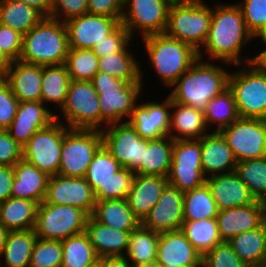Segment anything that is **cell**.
Listing matches in <instances>:
<instances>
[{
  "instance_id": "1",
  "label": "cell",
  "mask_w": 266,
  "mask_h": 267,
  "mask_svg": "<svg viewBox=\"0 0 266 267\" xmlns=\"http://www.w3.org/2000/svg\"><path fill=\"white\" fill-rule=\"evenodd\" d=\"M219 1L213 3L209 34L198 58L232 66L253 62L254 55L242 53L255 38L246 27L240 7L236 2Z\"/></svg>"
},
{
  "instance_id": "2",
  "label": "cell",
  "mask_w": 266,
  "mask_h": 267,
  "mask_svg": "<svg viewBox=\"0 0 266 267\" xmlns=\"http://www.w3.org/2000/svg\"><path fill=\"white\" fill-rule=\"evenodd\" d=\"M228 67L232 68L233 66L198 58L168 88L171 91L169 90L167 96L174 102L204 111L209 100L228 88V78L231 71Z\"/></svg>"
},
{
  "instance_id": "3",
  "label": "cell",
  "mask_w": 266,
  "mask_h": 267,
  "mask_svg": "<svg viewBox=\"0 0 266 267\" xmlns=\"http://www.w3.org/2000/svg\"><path fill=\"white\" fill-rule=\"evenodd\" d=\"M141 65L142 81H126L104 72H98L91 80L99 95L101 130L108 124L126 122L131 117L147 86L144 85L146 70Z\"/></svg>"
},
{
  "instance_id": "4",
  "label": "cell",
  "mask_w": 266,
  "mask_h": 267,
  "mask_svg": "<svg viewBox=\"0 0 266 267\" xmlns=\"http://www.w3.org/2000/svg\"><path fill=\"white\" fill-rule=\"evenodd\" d=\"M148 64L155 70L162 87H171L198 59V52L189 44L171 38L165 33L140 39ZM147 52V53H146ZM157 74V76H156Z\"/></svg>"
},
{
  "instance_id": "5",
  "label": "cell",
  "mask_w": 266,
  "mask_h": 267,
  "mask_svg": "<svg viewBox=\"0 0 266 267\" xmlns=\"http://www.w3.org/2000/svg\"><path fill=\"white\" fill-rule=\"evenodd\" d=\"M69 51L65 23L44 17L35 27L23 35L19 61L42 65H63Z\"/></svg>"
},
{
  "instance_id": "6",
  "label": "cell",
  "mask_w": 266,
  "mask_h": 267,
  "mask_svg": "<svg viewBox=\"0 0 266 267\" xmlns=\"http://www.w3.org/2000/svg\"><path fill=\"white\" fill-rule=\"evenodd\" d=\"M205 0H174L168 12L165 34L191 45L197 52L209 34L212 6Z\"/></svg>"
},
{
  "instance_id": "7",
  "label": "cell",
  "mask_w": 266,
  "mask_h": 267,
  "mask_svg": "<svg viewBox=\"0 0 266 267\" xmlns=\"http://www.w3.org/2000/svg\"><path fill=\"white\" fill-rule=\"evenodd\" d=\"M233 67L238 69L230 71L228 88L239 116L266 120V72L255 62Z\"/></svg>"
},
{
  "instance_id": "8",
  "label": "cell",
  "mask_w": 266,
  "mask_h": 267,
  "mask_svg": "<svg viewBox=\"0 0 266 267\" xmlns=\"http://www.w3.org/2000/svg\"><path fill=\"white\" fill-rule=\"evenodd\" d=\"M55 119L70 129L101 130L99 95L92 81H70L65 103Z\"/></svg>"
},
{
  "instance_id": "9",
  "label": "cell",
  "mask_w": 266,
  "mask_h": 267,
  "mask_svg": "<svg viewBox=\"0 0 266 267\" xmlns=\"http://www.w3.org/2000/svg\"><path fill=\"white\" fill-rule=\"evenodd\" d=\"M88 217L84 210L74 206L41 202L33 229L37 238L63 241L85 232Z\"/></svg>"
},
{
  "instance_id": "10",
  "label": "cell",
  "mask_w": 266,
  "mask_h": 267,
  "mask_svg": "<svg viewBox=\"0 0 266 267\" xmlns=\"http://www.w3.org/2000/svg\"><path fill=\"white\" fill-rule=\"evenodd\" d=\"M101 145V130L69 129L63 137L58 174L64 177H84Z\"/></svg>"
},
{
  "instance_id": "11",
  "label": "cell",
  "mask_w": 266,
  "mask_h": 267,
  "mask_svg": "<svg viewBox=\"0 0 266 267\" xmlns=\"http://www.w3.org/2000/svg\"><path fill=\"white\" fill-rule=\"evenodd\" d=\"M174 0H123L121 24L134 39L165 33ZM138 37H137V36Z\"/></svg>"
},
{
  "instance_id": "12",
  "label": "cell",
  "mask_w": 266,
  "mask_h": 267,
  "mask_svg": "<svg viewBox=\"0 0 266 267\" xmlns=\"http://www.w3.org/2000/svg\"><path fill=\"white\" fill-rule=\"evenodd\" d=\"M69 129L58 120L39 129L23 146V159L48 176L58 174L63 137Z\"/></svg>"
},
{
  "instance_id": "13",
  "label": "cell",
  "mask_w": 266,
  "mask_h": 267,
  "mask_svg": "<svg viewBox=\"0 0 266 267\" xmlns=\"http://www.w3.org/2000/svg\"><path fill=\"white\" fill-rule=\"evenodd\" d=\"M169 184L186 192L206 182L201 165V139L173 140Z\"/></svg>"
},
{
  "instance_id": "14",
  "label": "cell",
  "mask_w": 266,
  "mask_h": 267,
  "mask_svg": "<svg viewBox=\"0 0 266 267\" xmlns=\"http://www.w3.org/2000/svg\"><path fill=\"white\" fill-rule=\"evenodd\" d=\"M219 133L237 162L266 157V120L239 117Z\"/></svg>"
},
{
  "instance_id": "15",
  "label": "cell",
  "mask_w": 266,
  "mask_h": 267,
  "mask_svg": "<svg viewBox=\"0 0 266 267\" xmlns=\"http://www.w3.org/2000/svg\"><path fill=\"white\" fill-rule=\"evenodd\" d=\"M102 144L123 168L135 171L141 164L147 139L128 122L108 124L101 130Z\"/></svg>"
},
{
  "instance_id": "16",
  "label": "cell",
  "mask_w": 266,
  "mask_h": 267,
  "mask_svg": "<svg viewBox=\"0 0 266 267\" xmlns=\"http://www.w3.org/2000/svg\"><path fill=\"white\" fill-rule=\"evenodd\" d=\"M96 201L94 190L84 177H64L56 174L49 177L43 202L74 206L91 216Z\"/></svg>"
},
{
  "instance_id": "17",
  "label": "cell",
  "mask_w": 266,
  "mask_h": 267,
  "mask_svg": "<svg viewBox=\"0 0 266 267\" xmlns=\"http://www.w3.org/2000/svg\"><path fill=\"white\" fill-rule=\"evenodd\" d=\"M131 114L128 122L136 129V132L145 139H159L168 136L170 116H171V99L165 96L155 100H141ZM147 101V102H146Z\"/></svg>"
},
{
  "instance_id": "18",
  "label": "cell",
  "mask_w": 266,
  "mask_h": 267,
  "mask_svg": "<svg viewBox=\"0 0 266 267\" xmlns=\"http://www.w3.org/2000/svg\"><path fill=\"white\" fill-rule=\"evenodd\" d=\"M69 48L92 49L111 34L121 22L105 15L83 14L64 22Z\"/></svg>"
},
{
  "instance_id": "19",
  "label": "cell",
  "mask_w": 266,
  "mask_h": 267,
  "mask_svg": "<svg viewBox=\"0 0 266 267\" xmlns=\"http://www.w3.org/2000/svg\"><path fill=\"white\" fill-rule=\"evenodd\" d=\"M183 197L184 192L167 183L141 225L158 233L180 230L183 223Z\"/></svg>"
},
{
  "instance_id": "20",
  "label": "cell",
  "mask_w": 266,
  "mask_h": 267,
  "mask_svg": "<svg viewBox=\"0 0 266 267\" xmlns=\"http://www.w3.org/2000/svg\"><path fill=\"white\" fill-rule=\"evenodd\" d=\"M156 262L160 267H202V255L181 230L159 233Z\"/></svg>"
},
{
  "instance_id": "21",
  "label": "cell",
  "mask_w": 266,
  "mask_h": 267,
  "mask_svg": "<svg viewBox=\"0 0 266 267\" xmlns=\"http://www.w3.org/2000/svg\"><path fill=\"white\" fill-rule=\"evenodd\" d=\"M53 107L45 106L41 101L19 102L15 117L7 128L10 136L22 147L39 130L54 122Z\"/></svg>"
},
{
  "instance_id": "22",
  "label": "cell",
  "mask_w": 266,
  "mask_h": 267,
  "mask_svg": "<svg viewBox=\"0 0 266 267\" xmlns=\"http://www.w3.org/2000/svg\"><path fill=\"white\" fill-rule=\"evenodd\" d=\"M266 221V203L255 201L248 206L221 210L216 222L222 241H229L242 232L260 227Z\"/></svg>"
},
{
  "instance_id": "23",
  "label": "cell",
  "mask_w": 266,
  "mask_h": 267,
  "mask_svg": "<svg viewBox=\"0 0 266 267\" xmlns=\"http://www.w3.org/2000/svg\"><path fill=\"white\" fill-rule=\"evenodd\" d=\"M206 183L219 211L248 206L256 201L235 172L211 176L206 178Z\"/></svg>"
},
{
  "instance_id": "24",
  "label": "cell",
  "mask_w": 266,
  "mask_h": 267,
  "mask_svg": "<svg viewBox=\"0 0 266 267\" xmlns=\"http://www.w3.org/2000/svg\"><path fill=\"white\" fill-rule=\"evenodd\" d=\"M201 165L205 178L235 171L237 160L219 132L201 138Z\"/></svg>"
},
{
  "instance_id": "25",
  "label": "cell",
  "mask_w": 266,
  "mask_h": 267,
  "mask_svg": "<svg viewBox=\"0 0 266 267\" xmlns=\"http://www.w3.org/2000/svg\"><path fill=\"white\" fill-rule=\"evenodd\" d=\"M3 79L19 102L41 101L42 65L13 61Z\"/></svg>"
},
{
  "instance_id": "26",
  "label": "cell",
  "mask_w": 266,
  "mask_h": 267,
  "mask_svg": "<svg viewBox=\"0 0 266 267\" xmlns=\"http://www.w3.org/2000/svg\"><path fill=\"white\" fill-rule=\"evenodd\" d=\"M85 233L98 257H124L128 250L131 232L121 231L88 217Z\"/></svg>"
},
{
  "instance_id": "27",
  "label": "cell",
  "mask_w": 266,
  "mask_h": 267,
  "mask_svg": "<svg viewBox=\"0 0 266 267\" xmlns=\"http://www.w3.org/2000/svg\"><path fill=\"white\" fill-rule=\"evenodd\" d=\"M167 177L135 174L126 197L129 208L142 221L160 198Z\"/></svg>"
},
{
  "instance_id": "28",
  "label": "cell",
  "mask_w": 266,
  "mask_h": 267,
  "mask_svg": "<svg viewBox=\"0 0 266 267\" xmlns=\"http://www.w3.org/2000/svg\"><path fill=\"white\" fill-rule=\"evenodd\" d=\"M14 181L11 197L36 201H44L49 177L35 165L21 159L13 166Z\"/></svg>"
},
{
  "instance_id": "29",
  "label": "cell",
  "mask_w": 266,
  "mask_h": 267,
  "mask_svg": "<svg viewBox=\"0 0 266 267\" xmlns=\"http://www.w3.org/2000/svg\"><path fill=\"white\" fill-rule=\"evenodd\" d=\"M204 112L171 100L169 133L173 140L201 139L208 135Z\"/></svg>"
},
{
  "instance_id": "30",
  "label": "cell",
  "mask_w": 266,
  "mask_h": 267,
  "mask_svg": "<svg viewBox=\"0 0 266 267\" xmlns=\"http://www.w3.org/2000/svg\"><path fill=\"white\" fill-rule=\"evenodd\" d=\"M123 167L102 144L95 152L84 175L94 190L96 200H108V182Z\"/></svg>"
},
{
  "instance_id": "31",
  "label": "cell",
  "mask_w": 266,
  "mask_h": 267,
  "mask_svg": "<svg viewBox=\"0 0 266 267\" xmlns=\"http://www.w3.org/2000/svg\"><path fill=\"white\" fill-rule=\"evenodd\" d=\"M172 153L173 139L170 136L147 139V148H144L143 160L134 173L167 177L171 167Z\"/></svg>"
},
{
  "instance_id": "32",
  "label": "cell",
  "mask_w": 266,
  "mask_h": 267,
  "mask_svg": "<svg viewBox=\"0 0 266 267\" xmlns=\"http://www.w3.org/2000/svg\"><path fill=\"white\" fill-rule=\"evenodd\" d=\"M38 205L33 200L10 197L0 202V224L8 231L33 229Z\"/></svg>"
},
{
  "instance_id": "33",
  "label": "cell",
  "mask_w": 266,
  "mask_h": 267,
  "mask_svg": "<svg viewBox=\"0 0 266 267\" xmlns=\"http://www.w3.org/2000/svg\"><path fill=\"white\" fill-rule=\"evenodd\" d=\"M92 216L98 222L121 231L132 232L141 224L126 199L97 200Z\"/></svg>"
},
{
  "instance_id": "34",
  "label": "cell",
  "mask_w": 266,
  "mask_h": 267,
  "mask_svg": "<svg viewBox=\"0 0 266 267\" xmlns=\"http://www.w3.org/2000/svg\"><path fill=\"white\" fill-rule=\"evenodd\" d=\"M36 241L34 229L9 231L0 256V267H29Z\"/></svg>"
},
{
  "instance_id": "35",
  "label": "cell",
  "mask_w": 266,
  "mask_h": 267,
  "mask_svg": "<svg viewBox=\"0 0 266 267\" xmlns=\"http://www.w3.org/2000/svg\"><path fill=\"white\" fill-rule=\"evenodd\" d=\"M70 76L65 64L42 66L41 102L60 110L66 100ZM53 104V105H52Z\"/></svg>"
},
{
  "instance_id": "36",
  "label": "cell",
  "mask_w": 266,
  "mask_h": 267,
  "mask_svg": "<svg viewBox=\"0 0 266 267\" xmlns=\"http://www.w3.org/2000/svg\"><path fill=\"white\" fill-rule=\"evenodd\" d=\"M227 242L249 267L261 264L266 257V221L260 227L242 232Z\"/></svg>"
},
{
  "instance_id": "37",
  "label": "cell",
  "mask_w": 266,
  "mask_h": 267,
  "mask_svg": "<svg viewBox=\"0 0 266 267\" xmlns=\"http://www.w3.org/2000/svg\"><path fill=\"white\" fill-rule=\"evenodd\" d=\"M45 16L34 7L16 0H0V24L22 35L29 32Z\"/></svg>"
},
{
  "instance_id": "38",
  "label": "cell",
  "mask_w": 266,
  "mask_h": 267,
  "mask_svg": "<svg viewBox=\"0 0 266 267\" xmlns=\"http://www.w3.org/2000/svg\"><path fill=\"white\" fill-rule=\"evenodd\" d=\"M203 112L210 132H219L240 117L234 95L229 88L209 100Z\"/></svg>"
},
{
  "instance_id": "39",
  "label": "cell",
  "mask_w": 266,
  "mask_h": 267,
  "mask_svg": "<svg viewBox=\"0 0 266 267\" xmlns=\"http://www.w3.org/2000/svg\"><path fill=\"white\" fill-rule=\"evenodd\" d=\"M182 211L183 221L217 217L219 210L206 182L200 187L184 192Z\"/></svg>"
},
{
  "instance_id": "40",
  "label": "cell",
  "mask_w": 266,
  "mask_h": 267,
  "mask_svg": "<svg viewBox=\"0 0 266 267\" xmlns=\"http://www.w3.org/2000/svg\"><path fill=\"white\" fill-rule=\"evenodd\" d=\"M159 233L141 224L134 229L129 238L125 259L129 264L156 262Z\"/></svg>"
},
{
  "instance_id": "41",
  "label": "cell",
  "mask_w": 266,
  "mask_h": 267,
  "mask_svg": "<svg viewBox=\"0 0 266 267\" xmlns=\"http://www.w3.org/2000/svg\"><path fill=\"white\" fill-rule=\"evenodd\" d=\"M135 54L136 52H116L99 57L98 72L126 81H142L141 61Z\"/></svg>"
},
{
  "instance_id": "42",
  "label": "cell",
  "mask_w": 266,
  "mask_h": 267,
  "mask_svg": "<svg viewBox=\"0 0 266 267\" xmlns=\"http://www.w3.org/2000/svg\"><path fill=\"white\" fill-rule=\"evenodd\" d=\"M180 230L202 256L223 242L219 235L216 218L183 221Z\"/></svg>"
},
{
  "instance_id": "43",
  "label": "cell",
  "mask_w": 266,
  "mask_h": 267,
  "mask_svg": "<svg viewBox=\"0 0 266 267\" xmlns=\"http://www.w3.org/2000/svg\"><path fill=\"white\" fill-rule=\"evenodd\" d=\"M61 245L62 267H90L98 261L99 257L85 232L64 239Z\"/></svg>"
},
{
  "instance_id": "44",
  "label": "cell",
  "mask_w": 266,
  "mask_h": 267,
  "mask_svg": "<svg viewBox=\"0 0 266 267\" xmlns=\"http://www.w3.org/2000/svg\"><path fill=\"white\" fill-rule=\"evenodd\" d=\"M234 172L257 201L266 203V157L237 162Z\"/></svg>"
},
{
  "instance_id": "45",
  "label": "cell",
  "mask_w": 266,
  "mask_h": 267,
  "mask_svg": "<svg viewBox=\"0 0 266 267\" xmlns=\"http://www.w3.org/2000/svg\"><path fill=\"white\" fill-rule=\"evenodd\" d=\"M98 58L92 49L69 48L65 65L70 79L91 81L98 73Z\"/></svg>"
},
{
  "instance_id": "46",
  "label": "cell",
  "mask_w": 266,
  "mask_h": 267,
  "mask_svg": "<svg viewBox=\"0 0 266 267\" xmlns=\"http://www.w3.org/2000/svg\"><path fill=\"white\" fill-rule=\"evenodd\" d=\"M29 267H62L61 241L37 238Z\"/></svg>"
},
{
  "instance_id": "47",
  "label": "cell",
  "mask_w": 266,
  "mask_h": 267,
  "mask_svg": "<svg viewBox=\"0 0 266 267\" xmlns=\"http://www.w3.org/2000/svg\"><path fill=\"white\" fill-rule=\"evenodd\" d=\"M134 38L130 36L129 31L120 24L111 34L105 36L101 42H98L93 48V52L98 57H103L116 52H135L131 50Z\"/></svg>"
},
{
  "instance_id": "48",
  "label": "cell",
  "mask_w": 266,
  "mask_h": 267,
  "mask_svg": "<svg viewBox=\"0 0 266 267\" xmlns=\"http://www.w3.org/2000/svg\"><path fill=\"white\" fill-rule=\"evenodd\" d=\"M248 31L255 38L266 26V0H239Z\"/></svg>"
},
{
  "instance_id": "49",
  "label": "cell",
  "mask_w": 266,
  "mask_h": 267,
  "mask_svg": "<svg viewBox=\"0 0 266 267\" xmlns=\"http://www.w3.org/2000/svg\"><path fill=\"white\" fill-rule=\"evenodd\" d=\"M202 267H249L233 251L227 242L215 246L202 256Z\"/></svg>"
},
{
  "instance_id": "50",
  "label": "cell",
  "mask_w": 266,
  "mask_h": 267,
  "mask_svg": "<svg viewBox=\"0 0 266 267\" xmlns=\"http://www.w3.org/2000/svg\"><path fill=\"white\" fill-rule=\"evenodd\" d=\"M23 35L10 28L0 24V51L10 61H17L22 51Z\"/></svg>"
},
{
  "instance_id": "51",
  "label": "cell",
  "mask_w": 266,
  "mask_h": 267,
  "mask_svg": "<svg viewBox=\"0 0 266 267\" xmlns=\"http://www.w3.org/2000/svg\"><path fill=\"white\" fill-rule=\"evenodd\" d=\"M88 13V0H52L51 18L65 22Z\"/></svg>"
},
{
  "instance_id": "52",
  "label": "cell",
  "mask_w": 266,
  "mask_h": 267,
  "mask_svg": "<svg viewBox=\"0 0 266 267\" xmlns=\"http://www.w3.org/2000/svg\"><path fill=\"white\" fill-rule=\"evenodd\" d=\"M18 105L19 101L11 92L9 84L2 79L0 81V129H7L10 126Z\"/></svg>"
},
{
  "instance_id": "53",
  "label": "cell",
  "mask_w": 266,
  "mask_h": 267,
  "mask_svg": "<svg viewBox=\"0 0 266 267\" xmlns=\"http://www.w3.org/2000/svg\"><path fill=\"white\" fill-rule=\"evenodd\" d=\"M23 159V147L9 134L7 129H0V165L13 167Z\"/></svg>"
},
{
  "instance_id": "54",
  "label": "cell",
  "mask_w": 266,
  "mask_h": 267,
  "mask_svg": "<svg viewBox=\"0 0 266 267\" xmlns=\"http://www.w3.org/2000/svg\"><path fill=\"white\" fill-rule=\"evenodd\" d=\"M135 173L127 168H122L108 182V200L126 199L131 188Z\"/></svg>"
},
{
  "instance_id": "55",
  "label": "cell",
  "mask_w": 266,
  "mask_h": 267,
  "mask_svg": "<svg viewBox=\"0 0 266 267\" xmlns=\"http://www.w3.org/2000/svg\"><path fill=\"white\" fill-rule=\"evenodd\" d=\"M88 13L109 16L121 22L123 0H88Z\"/></svg>"
},
{
  "instance_id": "56",
  "label": "cell",
  "mask_w": 266,
  "mask_h": 267,
  "mask_svg": "<svg viewBox=\"0 0 266 267\" xmlns=\"http://www.w3.org/2000/svg\"><path fill=\"white\" fill-rule=\"evenodd\" d=\"M13 181V167L0 165V202H3L11 197V187Z\"/></svg>"
},
{
  "instance_id": "57",
  "label": "cell",
  "mask_w": 266,
  "mask_h": 267,
  "mask_svg": "<svg viewBox=\"0 0 266 267\" xmlns=\"http://www.w3.org/2000/svg\"><path fill=\"white\" fill-rule=\"evenodd\" d=\"M34 7L41 12L45 17L51 16L52 0H16Z\"/></svg>"
},
{
  "instance_id": "58",
  "label": "cell",
  "mask_w": 266,
  "mask_h": 267,
  "mask_svg": "<svg viewBox=\"0 0 266 267\" xmlns=\"http://www.w3.org/2000/svg\"><path fill=\"white\" fill-rule=\"evenodd\" d=\"M98 267H130L125 257H99Z\"/></svg>"
},
{
  "instance_id": "59",
  "label": "cell",
  "mask_w": 266,
  "mask_h": 267,
  "mask_svg": "<svg viewBox=\"0 0 266 267\" xmlns=\"http://www.w3.org/2000/svg\"><path fill=\"white\" fill-rule=\"evenodd\" d=\"M259 45L263 48L257 52L258 54H254L253 62L266 72V42H260Z\"/></svg>"
},
{
  "instance_id": "60",
  "label": "cell",
  "mask_w": 266,
  "mask_h": 267,
  "mask_svg": "<svg viewBox=\"0 0 266 267\" xmlns=\"http://www.w3.org/2000/svg\"><path fill=\"white\" fill-rule=\"evenodd\" d=\"M10 61L5 57V55L0 51V74L4 77L8 67L10 66Z\"/></svg>"
},
{
  "instance_id": "61",
  "label": "cell",
  "mask_w": 266,
  "mask_h": 267,
  "mask_svg": "<svg viewBox=\"0 0 266 267\" xmlns=\"http://www.w3.org/2000/svg\"><path fill=\"white\" fill-rule=\"evenodd\" d=\"M9 231L0 224V256L2 254Z\"/></svg>"
},
{
  "instance_id": "62",
  "label": "cell",
  "mask_w": 266,
  "mask_h": 267,
  "mask_svg": "<svg viewBox=\"0 0 266 267\" xmlns=\"http://www.w3.org/2000/svg\"><path fill=\"white\" fill-rule=\"evenodd\" d=\"M257 40L256 43H259V42H266V26L265 28L255 37V40Z\"/></svg>"
},
{
  "instance_id": "63",
  "label": "cell",
  "mask_w": 266,
  "mask_h": 267,
  "mask_svg": "<svg viewBox=\"0 0 266 267\" xmlns=\"http://www.w3.org/2000/svg\"><path fill=\"white\" fill-rule=\"evenodd\" d=\"M130 267H160L157 262L144 263V264H130Z\"/></svg>"
},
{
  "instance_id": "64",
  "label": "cell",
  "mask_w": 266,
  "mask_h": 267,
  "mask_svg": "<svg viewBox=\"0 0 266 267\" xmlns=\"http://www.w3.org/2000/svg\"><path fill=\"white\" fill-rule=\"evenodd\" d=\"M251 267H266V260H264L261 264L259 265H254V266H251Z\"/></svg>"
},
{
  "instance_id": "65",
  "label": "cell",
  "mask_w": 266,
  "mask_h": 267,
  "mask_svg": "<svg viewBox=\"0 0 266 267\" xmlns=\"http://www.w3.org/2000/svg\"><path fill=\"white\" fill-rule=\"evenodd\" d=\"M90 267H98V261L96 264L91 265Z\"/></svg>"
}]
</instances>
